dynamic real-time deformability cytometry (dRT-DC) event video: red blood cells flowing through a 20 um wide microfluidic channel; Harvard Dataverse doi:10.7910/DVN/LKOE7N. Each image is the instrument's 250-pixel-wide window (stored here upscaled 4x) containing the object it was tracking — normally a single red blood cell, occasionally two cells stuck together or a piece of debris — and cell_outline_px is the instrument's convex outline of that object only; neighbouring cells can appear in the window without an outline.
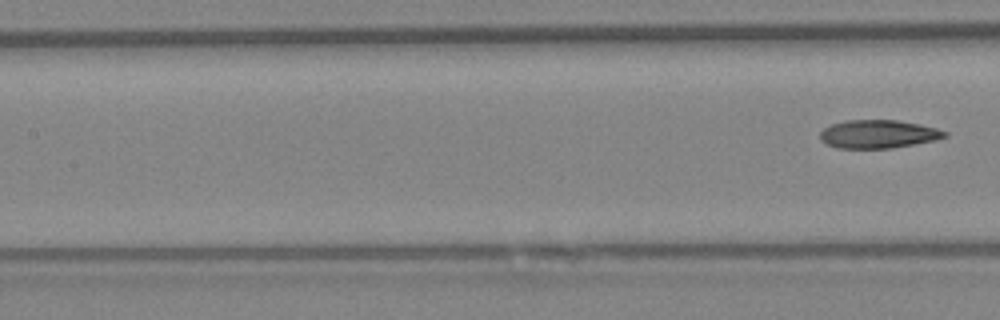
{"species": "Egyptian fruit bat (a non-hibernating species)", "species_latin": "Rousettus aegyptiacus", "temperature_condition": "warm", "stored_images_in_passage": 10, "camera_frame_rate_fps": 3000, "um_per_image_px": 0.085, "animal": {"sex": "female"}, "frame": {"image": 1, "passage_image": 10, "time_ms": 3.0, "image_size_px": [1000, 320], "cell_outline_px": [[948, 136], [936, 140], [892, 148], [836, 148], [824, 144], [820, 140], [820, 132], [828, 124], [844, 120], [896, 120], [920, 124], [936, 128], [948, 132]], "centroid_in_image_um": [74.61, 11.39], "position_along_channel_um": 132.8, "area_um2": 20.81}}